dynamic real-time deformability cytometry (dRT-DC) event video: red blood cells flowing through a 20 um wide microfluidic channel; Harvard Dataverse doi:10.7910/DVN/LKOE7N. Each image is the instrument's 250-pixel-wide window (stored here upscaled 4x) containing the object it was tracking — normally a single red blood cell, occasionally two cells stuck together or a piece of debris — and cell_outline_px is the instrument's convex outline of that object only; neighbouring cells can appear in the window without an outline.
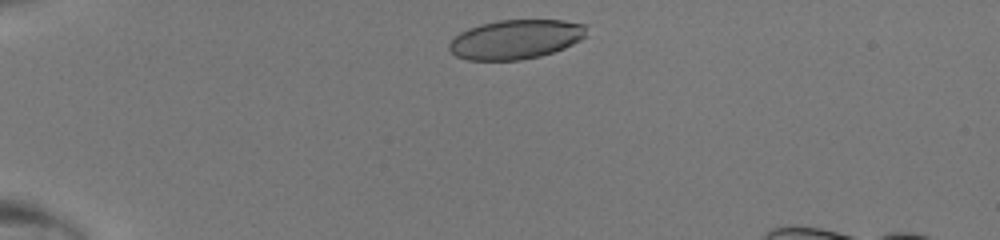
{"species": "human", "species_latin": "Homo sapiens", "temperature_condition": "room temperature", "stored_images_in_passage": 37, "camera_frame_rate_fps": 3000, "um_per_image_px": 0.085, "donor": {"sex": "male"}, "frame": {"image": 1, "passage_image": 2, "time_ms": 0.333, "image_size_px": [1000, 240], "cell_outline_px": [[588, 36], [564, 48], [540, 56], [520, 60], [468, 60], [456, 56], [448, 48], [448, 44], [460, 32], [468, 28], [480, 24], [496, 20], [564, 20], [588, 24]], "centroid_in_image_um": [43.88, 3.33], "position_along_channel_um": 41.1, "area_um2": 31.79}}
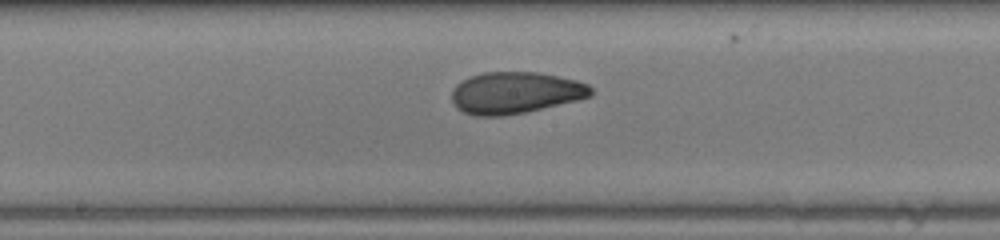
{"frame": {"image": 2, "passage_image": 17, "time_ms": 5.333, "image_size_px": [1000, 240], "cell_outline_px": [[592, 96], [576, 100], [524, 112], [504, 116], [476, 116], [464, 112], [456, 108], [452, 100], [452, 88], [456, 84], [468, 76], [484, 72], [536, 72], [576, 80], [588, 84], [592, 88]], "centroid_in_image_um": [43.76, 7.88], "position_along_channel_um": 204.4, "area_um2": 33.76}}
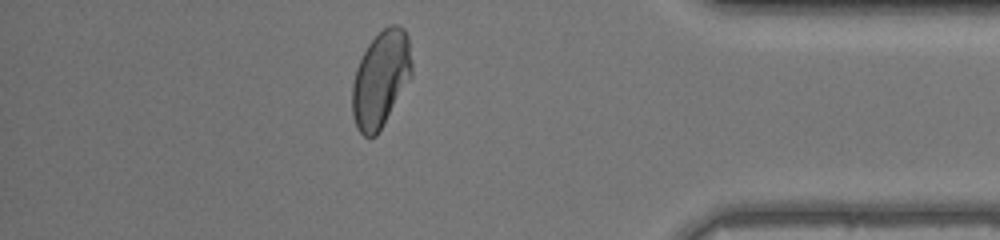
{"frame": {"image": 3, "passage_image": 32, "time_ms": 10.333, "image_size_px": [1000, 240], "cell_outline_px": [[412, 76], [376, 136], [364, 136], [356, 128], [352, 116], [352, 84], [356, 68], [368, 44], [388, 24], [396, 24], [404, 28], [408, 36], [412, 60]], "centroid_in_image_um": [32.37, 6.7], "position_along_channel_um": 402.8, "area_um2": 33.35}}